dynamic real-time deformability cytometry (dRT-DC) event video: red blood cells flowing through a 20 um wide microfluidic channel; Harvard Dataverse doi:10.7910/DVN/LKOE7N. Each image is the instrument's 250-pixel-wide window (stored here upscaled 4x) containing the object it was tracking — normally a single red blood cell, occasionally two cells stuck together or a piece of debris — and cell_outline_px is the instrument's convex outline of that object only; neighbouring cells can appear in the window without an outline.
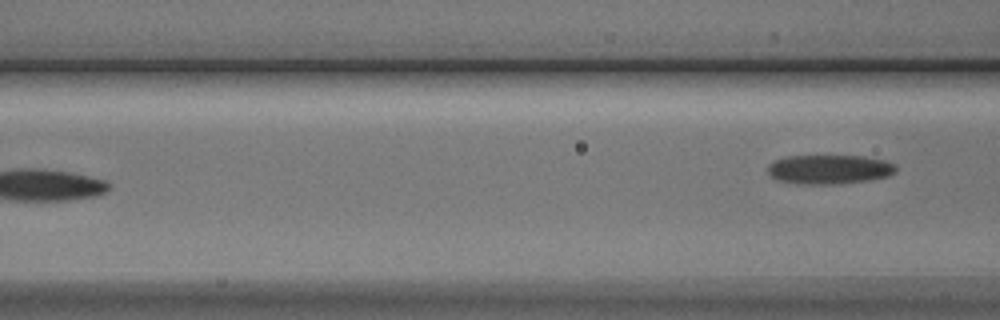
{"species": "Egyptian fruit bat (a non-hibernating species)", "species_latin": "Rousettus aegyptiacus", "temperature_condition": "cold", "stored_images_in_passage": 6, "camera_frame_rate_fps": 3000, "um_per_image_px": 0.085, "animal": {"sex": "male"}, "frame": {"image": 1, "passage_image": 6, "time_ms": 6.667, "image_size_px": [1000, 320], "cell_outline_px": [[896, 172], [888, 176], [872, 180], [832, 184], [800, 184], [780, 180], [772, 176], [768, 172], [768, 164], [772, 160], [784, 156], [864, 156], [888, 160], [896, 164]], "centroid_in_image_um": [70.53, 14.38], "position_along_channel_um": 96.1, "area_um2": 22.08}}